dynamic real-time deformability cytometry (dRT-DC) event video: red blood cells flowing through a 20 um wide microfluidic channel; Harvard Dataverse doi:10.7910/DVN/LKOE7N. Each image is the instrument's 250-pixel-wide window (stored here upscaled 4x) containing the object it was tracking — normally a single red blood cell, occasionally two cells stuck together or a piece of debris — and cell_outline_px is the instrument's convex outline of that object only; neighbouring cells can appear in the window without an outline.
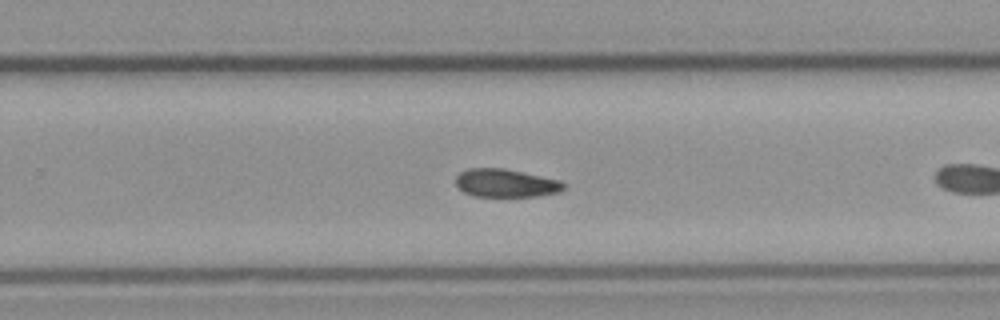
{"species": "common noctule bat (a hibernating species)", "species_latin": "Nyctalus noctula", "temperature_condition": "cold", "stored_images_in_passage": 36, "camera_frame_rate_fps": 3000, "um_per_image_px": 0.085, "animal": {"sex": "male", "body_mass_g": 23.1, "forearm_length_mm": 52.7}, "frame": {"image": 1, "passage_image": 21, "time_ms": 6.667, "image_size_px": [1000, 320], "cell_outline_px": [[568, 184], [560, 192], [536, 196], [472, 196], [464, 192], [456, 184], [456, 176], [460, 172], [468, 168], [504, 168], [560, 180]], "centroid_in_image_um": [43.01, 15.56], "position_along_channel_um": 286.8, "area_um2": 17.74}}